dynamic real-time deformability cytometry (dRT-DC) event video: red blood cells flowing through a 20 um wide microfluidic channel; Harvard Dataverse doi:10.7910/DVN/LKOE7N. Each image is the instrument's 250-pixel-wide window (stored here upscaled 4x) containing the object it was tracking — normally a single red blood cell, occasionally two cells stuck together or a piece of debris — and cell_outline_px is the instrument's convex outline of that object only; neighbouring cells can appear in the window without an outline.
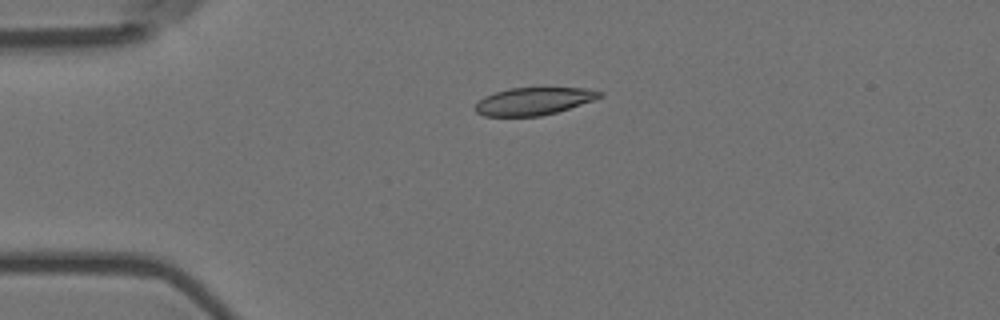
{"species": "Egyptian fruit bat (a non-hibernating species)", "species_latin": "Rousettus aegyptiacus", "temperature_condition": "room temperature", "stored_images_in_passage": 6, "camera_frame_rate_fps": 3000, "um_per_image_px": 0.085, "animal": {"sex": "female"}, "frame": {"image": 1, "passage_image": 4, "time_ms": 1.0, "image_size_px": [1000, 320], "cell_outline_px": [[604, 96], [556, 112], [540, 116], [484, 116], [476, 112], [476, 104], [484, 96], [508, 88], [588, 88], [604, 92]], "centroid_in_image_um": [45.37, 8.59], "position_along_channel_um": 39.6, "area_um2": 19.77}}
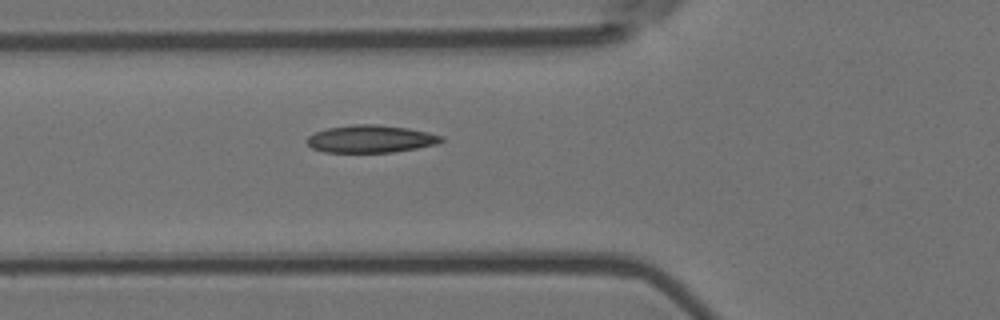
{"frame": {"image": 2, "passage_image": 6, "time_ms": 1.667, "image_size_px": [1000, 320], "cell_outline_px": [[444, 140], [436, 144], [416, 148], [392, 152], [324, 152], [312, 148], [304, 140], [308, 136], [316, 132], [328, 128], [352, 124], [376, 124], [408, 128], [428, 132], [444, 136]], "centroid_in_image_um": [31.5, 11.8], "position_along_channel_um": 94.3, "area_um2": 21.56}}